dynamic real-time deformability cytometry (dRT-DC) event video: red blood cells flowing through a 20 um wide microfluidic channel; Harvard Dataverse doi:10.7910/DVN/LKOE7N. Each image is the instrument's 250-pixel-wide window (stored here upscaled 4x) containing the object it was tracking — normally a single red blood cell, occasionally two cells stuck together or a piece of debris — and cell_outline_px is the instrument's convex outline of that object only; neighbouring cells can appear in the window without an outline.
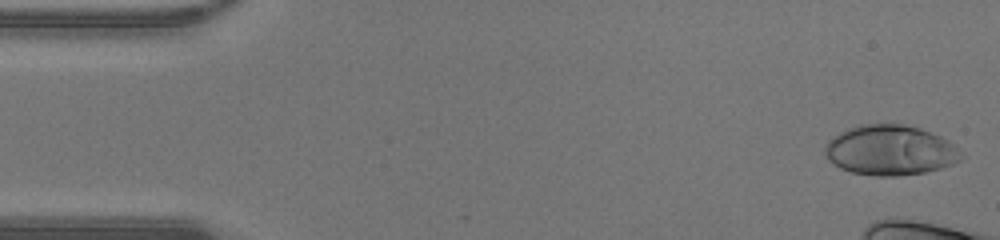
{"species": "human", "species_latin": "Homo sapiens", "temperature_condition": "warm", "stored_images_in_passage": 12, "camera_frame_rate_fps": 3000, "um_per_image_px": 0.085, "donor": {"sex": "male"}, "frame": {"image": 1, "passage_image": 1, "time_ms": 0.0, "image_size_px": [1000, 240], "cell_outline_px": [[964, 156], [960, 160], [952, 164], [940, 168], [924, 172], [896, 176], [876, 176], [852, 172], [840, 168], [828, 160], [824, 156], [824, 144], [832, 136], [848, 128], [860, 124], [904, 124], [920, 128], [940, 136], [948, 140], [964, 152]], "centroid_in_image_um": [75.65, 12.76], "position_along_channel_um": 9.3, "area_um2": 40.11}}